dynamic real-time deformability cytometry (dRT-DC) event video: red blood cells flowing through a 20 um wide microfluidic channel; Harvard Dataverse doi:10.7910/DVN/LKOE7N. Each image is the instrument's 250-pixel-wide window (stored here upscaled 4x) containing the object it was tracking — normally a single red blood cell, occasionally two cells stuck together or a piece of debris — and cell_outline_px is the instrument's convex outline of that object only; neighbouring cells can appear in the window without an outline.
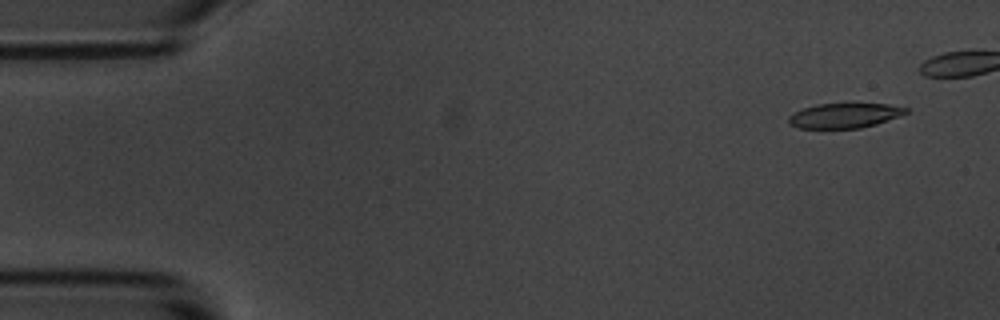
{"species": "common noctule bat (a hibernating species)", "species_latin": "Nyctalus noctula", "temperature_condition": "room temperature", "stored_images_in_passage": 16, "camera_frame_rate_fps": 3000, "um_per_image_px": 0.085, "animal": {"sex": "male", "body_mass_g": 20.1, "forearm_length_mm": 53.5}, "frame": {"image": 1, "passage_image": 1, "time_ms": 0.0, "image_size_px": [1000, 320], "cell_outline_px": [[908, 112], [876, 124], [860, 128], [800, 128], [788, 124], [788, 116], [792, 112], [816, 104], [888, 104], [908, 108]], "centroid_in_image_um": [71.73, 9.82], "position_along_channel_um": 13.3, "area_um2": 16.82}}
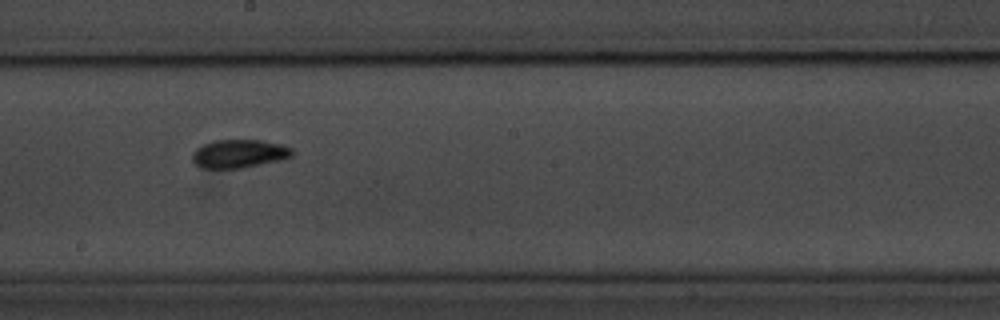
{"frame": {"image": 2, "passage_image": 10, "time_ms": 11.0, "image_size_px": [1000, 320], "cell_outline_px": [[296, 152], [292, 156], [280, 160], [244, 168], [200, 168], [192, 160], [192, 152], [196, 148], [212, 140], [260, 140], [284, 144], [292, 148]], "centroid_in_image_um": [20.35, 13.06], "position_along_channel_um": 227.9, "area_um2": 16.76}}
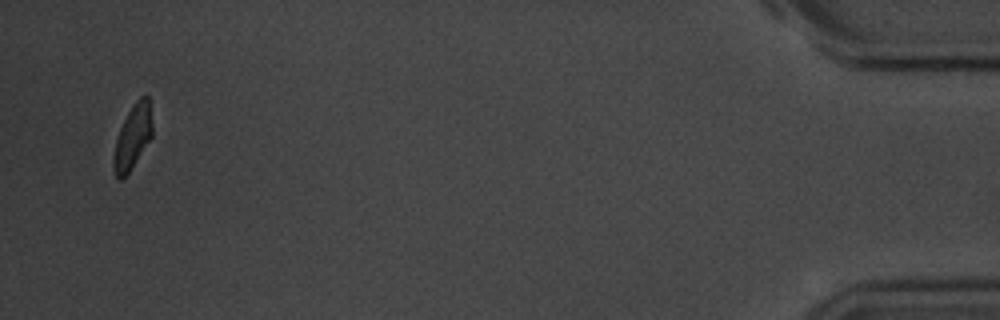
{"frame": {"image": 3, "passage_image": 16, "time_ms": 19.0, "image_size_px": [1000, 320], "cell_outline_px": [[152, 136], [128, 172], [120, 180], [116, 176], [112, 168], [112, 156], [116, 140], [120, 128], [132, 104], [140, 96], [148, 96], [152, 124]], "centroid_in_image_um": [11.25, 11.63], "position_along_channel_um": 423.9, "area_um2": 14.28}, "authors_computed_cell_mechanics": {"area_um2": 16.6753, "velocity_mm_per_s": 3.5101, "shape_relaxation_time_tau1_ms": 4.0199, "shape_relaxation_time_tau2_ms": null, "deformation_change_tau1": 0.0981, "deformation_change_tau2": null}}